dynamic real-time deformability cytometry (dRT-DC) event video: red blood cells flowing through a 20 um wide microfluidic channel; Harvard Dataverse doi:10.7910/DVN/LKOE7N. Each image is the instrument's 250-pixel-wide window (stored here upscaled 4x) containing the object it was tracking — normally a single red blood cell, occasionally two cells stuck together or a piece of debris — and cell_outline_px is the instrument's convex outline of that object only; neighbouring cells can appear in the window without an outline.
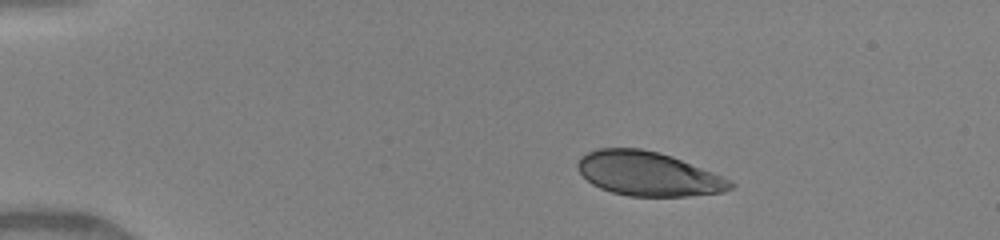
{"species": "human", "species_latin": "Homo sapiens", "temperature_condition": "warm", "stored_images_in_passage": 36, "camera_frame_rate_fps": 3000, "um_per_image_px": 0.085, "donor": {"sex": "female"}, "frame": {"image": 1, "passage_image": 1, "time_ms": 0.0, "image_size_px": [1000, 240], "cell_outline_px": [[736, 184], [732, 188], [724, 192], [688, 196], [628, 196], [612, 192], [600, 188], [592, 184], [580, 172], [576, 164], [580, 156], [588, 152], [600, 148], [640, 148], [660, 152], [672, 156], [712, 172]], "centroid_in_image_um": [55.08, 14.77], "position_along_channel_um": 29.9, "area_um2": 39.13}}
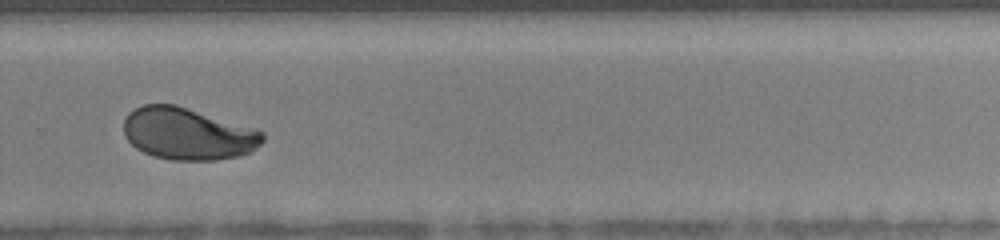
{"frame": {"image": 2, "passage_image": 27, "time_ms": 8.667, "image_size_px": [1000, 240], "cell_outline_px": [[264, 140], [256, 148], [240, 156], [216, 160], [172, 160], [152, 156], [136, 148], [124, 136], [124, 116], [128, 112], [140, 104], [176, 104], [264, 132]], "centroid_in_image_um": [15.91, 11.37], "position_along_channel_um": 313.9, "area_um2": 42.14}}
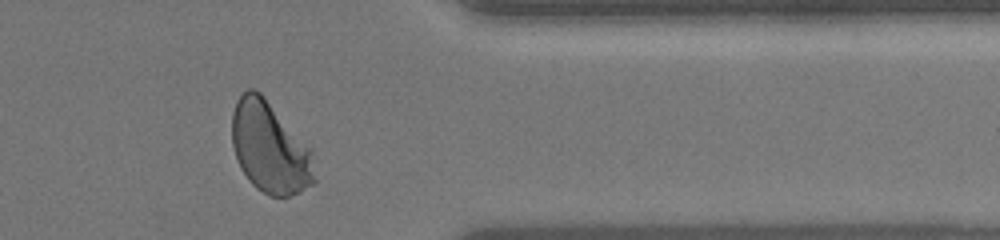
{"frame": {"image": 3, "passage_image": 33, "time_ms": 10.667, "image_size_px": [1000, 240], "cell_outline_px": [[316, 184], [300, 192], [288, 196], [268, 196], [256, 188], [248, 180], [240, 168], [232, 144], [232, 112], [236, 100], [248, 88], [252, 88], [260, 92], [264, 96], [312, 148], [316, 180]], "centroid_in_image_um": [22.96, 12.56], "position_along_channel_um": 388.4, "area_um2": 44.51}, "authors_computed_cell_mechanics": {"area_um2": 42.194, "velocity_mm_per_s": 4.1363, "shape_relaxation_time_tau1_ms": 3.2279, "shape_relaxation_time_tau2_ms": null, "deformation_change_tau1": 0.1492, "deformation_change_tau2": null}}